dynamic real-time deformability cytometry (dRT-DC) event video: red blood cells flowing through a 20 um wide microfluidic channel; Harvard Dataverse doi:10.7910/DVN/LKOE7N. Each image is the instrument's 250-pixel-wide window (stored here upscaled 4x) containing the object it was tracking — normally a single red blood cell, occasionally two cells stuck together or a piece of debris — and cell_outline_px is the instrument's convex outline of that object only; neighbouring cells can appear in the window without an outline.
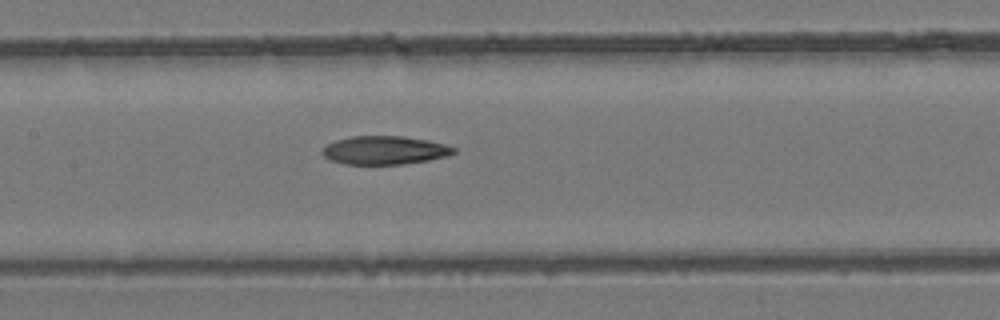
{"species": "common noctule bat (a hibernating species)", "species_latin": "Nyctalus noctula", "temperature_condition": "room temperature", "stored_images_in_passage": 6, "segment_of_instrument_passage": [1, 2], "camera_frame_rate_fps": 3000, "um_per_image_px": 0.085, "animal": {"sex": "female", "body_mass_g": 24.6, "forearm_length_mm": 56.2}, "frame": {"image": 1, "passage_image": 5, "time_ms": 5.667, "image_size_px": [1000, 320], "cell_outline_px": [[456, 152], [448, 156], [428, 160], [400, 164], [344, 164], [328, 160], [320, 152], [328, 144], [336, 140], [352, 136], [404, 136], [428, 140], [444, 144], [456, 148]], "centroid_in_image_um": [32.69, 12.77], "position_along_channel_um": 174.7, "area_um2": 21.79}}